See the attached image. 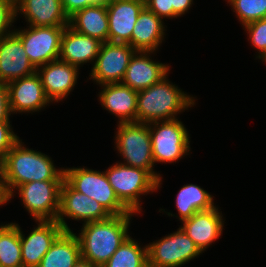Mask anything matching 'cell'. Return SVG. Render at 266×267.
Returning <instances> with one entry per match:
<instances>
[{
    "mask_svg": "<svg viewBox=\"0 0 266 267\" xmlns=\"http://www.w3.org/2000/svg\"><path fill=\"white\" fill-rule=\"evenodd\" d=\"M24 146L19 139L0 162L7 201L15 196L19 185L32 181L64 180V168H56L48 155Z\"/></svg>",
    "mask_w": 266,
    "mask_h": 267,
    "instance_id": "cell-1",
    "label": "cell"
},
{
    "mask_svg": "<svg viewBox=\"0 0 266 267\" xmlns=\"http://www.w3.org/2000/svg\"><path fill=\"white\" fill-rule=\"evenodd\" d=\"M136 213L111 215L108 219L83 224L76 235L81 258L102 267L119 246L130 236L128 228L131 217Z\"/></svg>",
    "mask_w": 266,
    "mask_h": 267,
    "instance_id": "cell-2",
    "label": "cell"
},
{
    "mask_svg": "<svg viewBox=\"0 0 266 267\" xmlns=\"http://www.w3.org/2000/svg\"><path fill=\"white\" fill-rule=\"evenodd\" d=\"M194 104V97L184 93L165 76L147 89L138 91L136 122L149 124L177 119V114Z\"/></svg>",
    "mask_w": 266,
    "mask_h": 267,
    "instance_id": "cell-3",
    "label": "cell"
},
{
    "mask_svg": "<svg viewBox=\"0 0 266 267\" xmlns=\"http://www.w3.org/2000/svg\"><path fill=\"white\" fill-rule=\"evenodd\" d=\"M117 128L114 143L118 153L124 159V163H119L147 170L158 181V187H160L163 177L153 170L155 165L149 125L128 122L119 123Z\"/></svg>",
    "mask_w": 266,
    "mask_h": 267,
    "instance_id": "cell-4",
    "label": "cell"
},
{
    "mask_svg": "<svg viewBox=\"0 0 266 267\" xmlns=\"http://www.w3.org/2000/svg\"><path fill=\"white\" fill-rule=\"evenodd\" d=\"M118 199L134 213H141V195L153 193L158 181L145 169L116 162L104 171Z\"/></svg>",
    "mask_w": 266,
    "mask_h": 267,
    "instance_id": "cell-5",
    "label": "cell"
},
{
    "mask_svg": "<svg viewBox=\"0 0 266 267\" xmlns=\"http://www.w3.org/2000/svg\"><path fill=\"white\" fill-rule=\"evenodd\" d=\"M64 180L76 191L95 199L110 215L131 212L117 197L105 172L87 168L64 169Z\"/></svg>",
    "mask_w": 266,
    "mask_h": 267,
    "instance_id": "cell-6",
    "label": "cell"
},
{
    "mask_svg": "<svg viewBox=\"0 0 266 267\" xmlns=\"http://www.w3.org/2000/svg\"><path fill=\"white\" fill-rule=\"evenodd\" d=\"M154 164L176 162L190 152V137L177 119L149 123Z\"/></svg>",
    "mask_w": 266,
    "mask_h": 267,
    "instance_id": "cell-7",
    "label": "cell"
},
{
    "mask_svg": "<svg viewBox=\"0 0 266 267\" xmlns=\"http://www.w3.org/2000/svg\"><path fill=\"white\" fill-rule=\"evenodd\" d=\"M148 267H181L202 253L193 240L179 227L147 245Z\"/></svg>",
    "mask_w": 266,
    "mask_h": 267,
    "instance_id": "cell-8",
    "label": "cell"
},
{
    "mask_svg": "<svg viewBox=\"0 0 266 267\" xmlns=\"http://www.w3.org/2000/svg\"><path fill=\"white\" fill-rule=\"evenodd\" d=\"M64 180L32 181L16 190L25 209L38 220H56L60 207V190Z\"/></svg>",
    "mask_w": 266,
    "mask_h": 267,
    "instance_id": "cell-9",
    "label": "cell"
},
{
    "mask_svg": "<svg viewBox=\"0 0 266 267\" xmlns=\"http://www.w3.org/2000/svg\"><path fill=\"white\" fill-rule=\"evenodd\" d=\"M16 29L14 34L21 40L32 65L37 69L59 59L61 37L65 27H33Z\"/></svg>",
    "mask_w": 266,
    "mask_h": 267,
    "instance_id": "cell-10",
    "label": "cell"
},
{
    "mask_svg": "<svg viewBox=\"0 0 266 267\" xmlns=\"http://www.w3.org/2000/svg\"><path fill=\"white\" fill-rule=\"evenodd\" d=\"M135 52L136 50L127 43H102L89 79L100 86L121 83Z\"/></svg>",
    "mask_w": 266,
    "mask_h": 267,
    "instance_id": "cell-11",
    "label": "cell"
},
{
    "mask_svg": "<svg viewBox=\"0 0 266 267\" xmlns=\"http://www.w3.org/2000/svg\"><path fill=\"white\" fill-rule=\"evenodd\" d=\"M111 215L95 199L74 190L65 180L60 190V207L56 221L65 231H72L64 217L85 223L108 219Z\"/></svg>",
    "mask_w": 266,
    "mask_h": 267,
    "instance_id": "cell-12",
    "label": "cell"
},
{
    "mask_svg": "<svg viewBox=\"0 0 266 267\" xmlns=\"http://www.w3.org/2000/svg\"><path fill=\"white\" fill-rule=\"evenodd\" d=\"M11 113H34L51 103L45 94L40 76L34 74L6 84Z\"/></svg>",
    "mask_w": 266,
    "mask_h": 267,
    "instance_id": "cell-13",
    "label": "cell"
},
{
    "mask_svg": "<svg viewBox=\"0 0 266 267\" xmlns=\"http://www.w3.org/2000/svg\"><path fill=\"white\" fill-rule=\"evenodd\" d=\"M37 226L27 237L20 227L21 256L23 267H38L45 253L65 231L56 220H38Z\"/></svg>",
    "mask_w": 266,
    "mask_h": 267,
    "instance_id": "cell-14",
    "label": "cell"
},
{
    "mask_svg": "<svg viewBox=\"0 0 266 267\" xmlns=\"http://www.w3.org/2000/svg\"><path fill=\"white\" fill-rule=\"evenodd\" d=\"M144 7V0L106 1L109 24L108 42L128 44L133 27Z\"/></svg>",
    "mask_w": 266,
    "mask_h": 267,
    "instance_id": "cell-15",
    "label": "cell"
},
{
    "mask_svg": "<svg viewBox=\"0 0 266 267\" xmlns=\"http://www.w3.org/2000/svg\"><path fill=\"white\" fill-rule=\"evenodd\" d=\"M78 72L79 67L59 59L36 69L51 103L63 101L70 94L77 84Z\"/></svg>",
    "mask_w": 266,
    "mask_h": 267,
    "instance_id": "cell-16",
    "label": "cell"
},
{
    "mask_svg": "<svg viewBox=\"0 0 266 267\" xmlns=\"http://www.w3.org/2000/svg\"><path fill=\"white\" fill-rule=\"evenodd\" d=\"M36 72L21 40L14 34L0 38V82L9 83Z\"/></svg>",
    "mask_w": 266,
    "mask_h": 267,
    "instance_id": "cell-17",
    "label": "cell"
},
{
    "mask_svg": "<svg viewBox=\"0 0 266 267\" xmlns=\"http://www.w3.org/2000/svg\"><path fill=\"white\" fill-rule=\"evenodd\" d=\"M153 52L136 51L131 57L123 81V85L140 91L147 89L159 82L165 76L168 77L169 64L152 60ZM151 57V59H150Z\"/></svg>",
    "mask_w": 266,
    "mask_h": 267,
    "instance_id": "cell-18",
    "label": "cell"
},
{
    "mask_svg": "<svg viewBox=\"0 0 266 267\" xmlns=\"http://www.w3.org/2000/svg\"><path fill=\"white\" fill-rule=\"evenodd\" d=\"M215 206L212 209L196 212L182 222L180 228L204 252L223 232V215Z\"/></svg>",
    "mask_w": 266,
    "mask_h": 267,
    "instance_id": "cell-19",
    "label": "cell"
},
{
    "mask_svg": "<svg viewBox=\"0 0 266 267\" xmlns=\"http://www.w3.org/2000/svg\"><path fill=\"white\" fill-rule=\"evenodd\" d=\"M20 13L29 26H69L61 0H16V17Z\"/></svg>",
    "mask_w": 266,
    "mask_h": 267,
    "instance_id": "cell-20",
    "label": "cell"
},
{
    "mask_svg": "<svg viewBox=\"0 0 266 267\" xmlns=\"http://www.w3.org/2000/svg\"><path fill=\"white\" fill-rule=\"evenodd\" d=\"M101 105L119 118L118 123L136 122L138 91L122 83L101 85Z\"/></svg>",
    "mask_w": 266,
    "mask_h": 267,
    "instance_id": "cell-21",
    "label": "cell"
},
{
    "mask_svg": "<svg viewBox=\"0 0 266 267\" xmlns=\"http://www.w3.org/2000/svg\"><path fill=\"white\" fill-rule=\"evenodd\" d=\"M101 45L99 40L77 33L67 26L61 37L59 60L77 67L89 61L95 63Z\"/></svg>",
    "mask_w": 266,
    "mask_h": 267,
    "instance_id": "cell-22",
    "label": "cell"
},
{
    "mask_svg": "<svg viewBox=\"0 0 266 267\" xmlns=\"http://www.w3.org/2000/svg\"><path fill=\"white\" fill-rule=\"evenodd\" d=\"M128 43L136 51L155 52L164 40V21L146 7L140 12Z\"/></svg>",
    "mask_w": 266,
    "mask_h": 267,
    "instance_id": "cell-23",
    "label": "cell"
},
{
    "mask_svg": "<svg viewBox=\"0 0 266 267\" xmlns=\"http://www.w3.org/2000/svg\"><path fill=\"white\" fill-rule=\"evenodd\" d=\"M69 27L77 33L90 36L100 42H108L109 24L106 2L99 1L76 11L69 17Z\"/></svg>",
    "mask_w": 266,
    "mask_h": 267,
    "instance_id": "cell-24",
    "label": "cell"
},
{
    "mask_svg": "<svg viewBox=\"0 0 266 267\" xmlns=\"http://www.w3.org/2000/svg\"><path fill=\"white\" fill-rule=\"evenodd\" d=\"M80 258L76 233L64 231L45 253L38 267H73Z\"/></svg>",
    "mask_w": 266,
    "mask_h": 267,
    "instance_id": "cell-25",
    "label": "cell"
},
{
    "mask_svg": "<svg viewBox=\"0 0 266 267\" xmlns=\"http://www.w3.org/2000/svg\"><path fill=\"white\" fill-rule=\"evenodd\" d=\"M175 204L181 222L190 219L196 212L215 207L213 196L195 184L184 185L176 195Z\"/></svg>",
    "mask_w": 266,
    "mask_h": 267,
    "instance_id": "cell-26",
    "label": "cell"
},
{
    "mask_svg": "<svg viewBox=\"0 0 266 267\" xmlns=\"http://www.w3.org/2000/svg\"><path fill=\"white\" fill-rule=\"evenodd\" d=\"M0 267H23L19 224L0 225Z\"/></svg>",
    "mask_w": 266,
    "mask_h": 267,
    "instance_id": "cell-27",
    "label": "cell"
},
{
    "mask_svg": "<svg viewBox=\"0 0 266 267\" xmlns=\"http://www.w3.org/2000/svg\"><path fill=\"white\" fill-rule=\"evenodd\" d=\"M102 267H148V248L129 236Z\"/></svg>",
    "mask_w": 266,
    "mask_h": 267,
    "instance_id": "cell-28",
    "label": "cell"
},
{
    "mask_svg": "<svg viewBox=\"0 0 266 267\" xmlns=\"http://www.w3.org/2000/svg\"><path fill=\"white\" fill-rule=\"evenodd\" d=\"M227 2L243 26L266 18V0H227Z\"/></svg>",
    "mask_w": 266,
    "mask_h": 267,
    "instance_id": "cell-29",
    "label": "cell"
},
{
    "mask_svg": "<svg viewBox=\"0 0 266 267\" xmlns=\"http://www.w3.org/2000/svg\"><path fill=\"white\" fill-rule=\"evenodd\" d=\"M249 35L251 45L259 52L257 58L266 60V18L250 22L243 26Z\"/></svg>",
    "mask_w": 266,
    "mask_h": 267,
    "instance_id": "cell-30",
    "label": "cell"
},
{
    "mask_svg": "<svg viewBox=\"0 0 266 267\" xmlns=\"http://www.w3.org/2000/svg\"><path fill=\"white\" fill-rule=\"evenodd\" d=\"M16 20V1L0 0V38L14 32L10 27Z\"/></svg>",
    "mask_w": 266,
    "mask_h": 267,
    "instance_id": "cell-31",
    "label": "cell"
},
{
    "mask_svg": "<svg viewBox=\"0 0 266 267\" xmlns=\"http://www.w3.org/2000/svg\"><path fill=\"white\" fill-rule=\"evenodd\" d=\"M10 123V121H0V162L20 139L12 130Z\"/></svg>",
    "mask_w": 266,
    "mask_h": 267,
    "instance_id": "cell-32",
    "label": "cell"
},
{
    "mask_svg": "<svg viewBox=\"0 0 266 267\" xmlns=\"http://www.w3.org/2000/svg\"><path fill=\"white\" fill-rule=\"evenodd\" d=\"M145 7L159 18H173L172 0H144Z\"/></svg>",
    "mask_w": 266,
    "mask_h": 267,
    "instance_id": "cell-33",
    "label": "cell"
},
{
    "mask_svg": "<svg viewBox=\"0 0 266 267\" xmlns=\"http://www.w3.org/2000/svg\"><path fill=\"white\" fill-rule=\"evenodd\" d=\"M98 2V0H61L63 10L68 17L78 10L95 5Z\"/></svg>",
    "mask_w": 266,
    "mask_h": 267,
    "instance_id": "cell-34",
    "label": "cell"
},
{
    "mask_svg": "<svg viewBox=\"0 0 266 267\" xmlns=\"http://www.w3.org/2000/svg\"><path fill=\"white\" fill-rule=\"evenodd\" d=\"M11 114L7 85L0 82V121H10Z\"/></svg>",
    "mask_w": 266,
    "mask_h": 267,
    "instance_id": "cell-35",
    "label": "cell"
},
{
    "mask_svg": "<svg viewBox=\"0 0 266 267\" xmlns=\"http://www.w3.org/2000/svg\"><path fill=\"white\" fill-rule=\"evenodd\" d=\"M192 4L193 0H172L173 18H177L188 12Z\"/></svg>",
    "mask_w": 266,
    "mask_h": 267,
    "instance_id": "cell-36",
    "label": "cell"
},
{
    "mask_svg": "<svg viewBox=\"0 0 266 267\" xmlns=\"http://www.w3.org/2000/svg\"><path fill=\"white\" fill-rule=\"evenodd\" d=\"M7 197L4 193L3 186H2V176H1V166H0V206L7 204Z\"/></svg>",
    "mask_w": 266,
    "mask_h": 267,
    "instance_id": "cell-37",
    "label": "cell"
},
{
    "mask_svg": "<svg viewBox=\"0 0 266 267\" xmlns=\"http://www.w3.org/2000/svg\"><path fill=\"white\" fill-rule=\"evenodd\" d=\"M73 267H97L93 265L90 261L80 258Z\"/></svg>",
    "mask_w": 266,
    "mask_h": 267,
    "instance_id": "cell-38",
    "label": "cell"
}]
</instances>
